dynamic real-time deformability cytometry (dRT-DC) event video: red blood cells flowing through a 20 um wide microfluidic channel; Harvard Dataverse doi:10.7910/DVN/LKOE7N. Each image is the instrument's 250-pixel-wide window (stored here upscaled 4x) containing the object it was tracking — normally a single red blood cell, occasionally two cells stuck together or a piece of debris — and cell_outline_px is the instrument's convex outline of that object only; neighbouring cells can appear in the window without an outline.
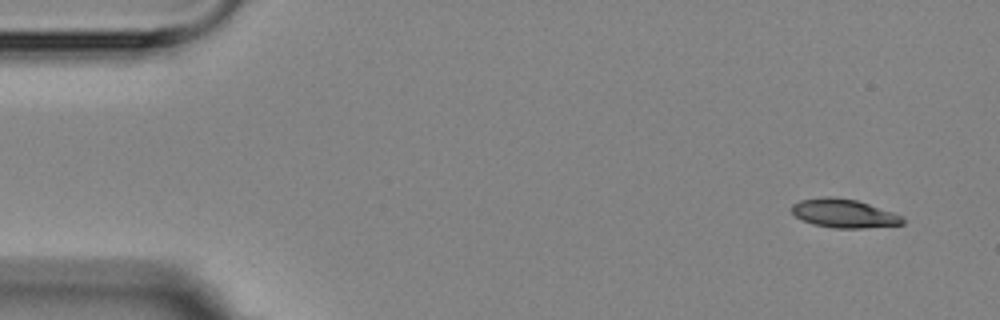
{"species": "Egyptian fruit bat (a non-hibernating species)", "species_latin": "Rousettus aegyptiacus", "temperature_condition": "room temperature", "stored_images_in_passage": 5, "segment_of_instrument_passage": [1, 2], "camera_frame_rate_fps": 3000, "um_per_image_px": 0.085, "animal": {"sex": "female"}, "frame": {"image": 1, "passage_image": 1, "time_ms": 0.0, "image_size_px": [1000, 320], "cell_outline_px": [[904, 224], [864, 228], [832, 228], [812, 224], [796, 216], [792, 212], [792, 204], [800, 200], [824, 196], [828, 196], [856, 200], [904, 216]], "centroid_in_image_um": [71.73, 18.14], "position_along_channel_um": 13.3, "area_um2": 18.44}}
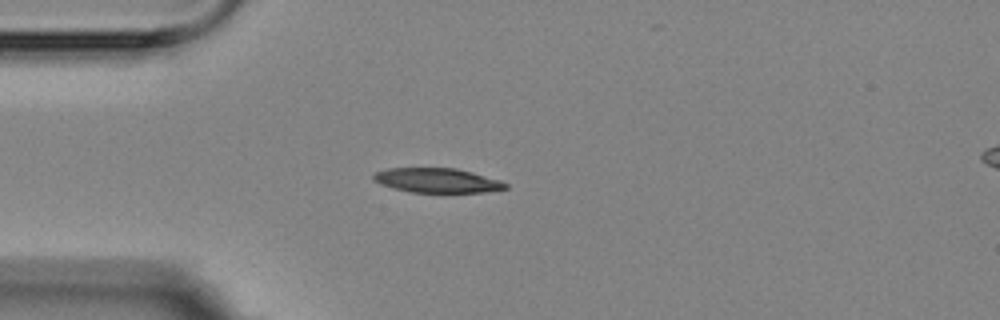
{"frame": {"image": 2, "passage_image": 4, "time_ms": 3.667, "image_size_px": [1000, 320], "cell_outline_px": [[508, 188], [484, 192], [412, 192], [392, 188], [380, 184], [372, 180], [372, 176], [376, 172], [388, 168], [456, 168], [472, 172], [500, 180], [508, 184]], "centroid_in_image_um": [37.14, 15.33], "position_along_channel_um": 47.9, "area_um2": 18.84}}